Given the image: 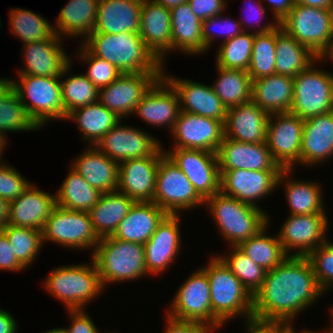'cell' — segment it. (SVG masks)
Wrapping results in <instances>:
<instances>
[{
	"label": "cell",
	"mask_w": 333,
	"mask_h": 333,
	"mask_svg": "<svg viewBox=\"0 0 333 333\" xmlns=\"http://www.w3.org/2000/svg\"><path fill=\"white\" fill-rule=\"evenodd\" d=\"M323 294L308 257L288 256L266 271L262 287L253 296V317L293 326L299 312L318 302Z\"/></svg>",
	"instance_id": "cell-1"
},
{
	"label": "cell",
	"mask_w": 333,
	"mask_h": 333,
	"mask_svg": "<svg viewBox=\"0 0 333 333\" xmlns=\"http://www.w3.org/2000/svg\"><path fill=\"white\" fill-rule=\"evenodd\" d=\"M81 42L94 56L110 62L122 74L163 73V64L147 48L140 34L93 32Z\"/></svg>",
	"instance_id": "cell-2"
},
{
	"label": "cell",
	"mask_w": 333,
	"mask_h": 333,
	"mask_svg": "<svg viewBox=\"0 0 333 333\" xmlns=\"http://www.w3.org/2000/svg\"><path fill=\"white\" fill-rule=\"evenodd\" d=\"M205 205L215 220L218 233L230 246L258 234L270 223L268 213L259 207L244 203L221 191L205 200Z\"/></svg>",
	"instance_id": "cell-3"
},
{
	"label": "cell",
	"mask_w": 333,
	"mask_h": 333,
	"mask_svg": "<svg viewBox=\"0 0 333 333\" xmlns=\"http://www.w3.org/2000/svg\"><path fill=\"white\" fill-rule=\"evenodd\" d=\"M91 255L103 288L113 282H129L148 275L144 244L104 237Z\"/></svg>",
	"instance_id": "cell-4"
},
{
	"label": "cell",
	"mask_w": 333,
	"mask_h": 333,
	"mask_svg": "<svg viewBox=\"0 0 333 333\" xmlns=\"http://www.w3.org/2000/svg\"><path fill=\"white\" fill-rule=\"evenodd\" d=\"M209 259L201 268L208 276L213 314L224 325L241 315L253 317V295L216 255Z\"/></svg>",
	"instance_id": "cell-5"
},
{
	"label": "cell",
	"mask_w": 333,
	"mask_h": 333,
	"mask_svg": "<svg viewBox=\"0 0 333 333\" xmlns=\"http://www.w3.org/2000/svg\"><path fill=\"white\" fill-rule=\"evenodd\" d=\"M43 284L52 297L65 305L66 310L85 309L105 290L93 259L90 264L58 266L47 275Z\"/></svg>",
	"instance_id": "cell-6"
},
{
	"label": "cell",
	"mask_w": 333,
	"mask_h": 333,
	"mask_svg": "<svg viewBox=\"0 0 333 333\" xmlns=\"http://www.w3.org/2000/svg\"><path fill=\"white\" fill-rule=\"evenodd\" d=\"M279 24L318 58H326L333 49V9L294 3Z\"/></svg>",
	"instance_id": "cell-7"
},
{
	"label": "cell",
	"mask_w": 333,
	"mask_h": 333,
	"mask_svg": "<svg viewBox=\"0 0 333 333\" xmlns=\"http://www.w3.org/2000/svg\"><path fill=\"white\" fill-rule=\"evenodd\" d=\"M13 89L39 129L52 120H66L60 77L19 75L18 81L13 80Z\"/></svg>",
	"instance_id": "cell-8"
},
{
	"label": "cell",
	"mask_w": 333,
	"mask_h": 333,
	"mask_svg": "<svg viewBox=\"0 0 333 333\" xmlns=\"http://www.w3.org/2000/svg\"><path fill=\"white\" fill-rule=\"evenodd\" d=\"M327 58H317L293 78L290 112L305 120L333 111V74L315 65Z\"/></svg>",
	"instance_id": "cell-9"
},
{
	"label": "cell",
	"mask_w": 333,
	"mask_h": 333,
	"mask_svg": "<svg viewBox=\"0 0 333 333\" xmlns=\"http://www.w3.org/2000/svg\"><path fill=\"white\" fill-rule=\"evenodd\" d=\"M153 202L170 215L205 204L187 176L166 154L159 160Z\"/></svg>",
	"instance_id": "cell-10"
},
{
	"label": "cell",
	"mask_w": 333,
	"mask_h": 333,
	"mask_svg": "<svg viewBox=\"0 0 333 333\" xmlns=\"http://www.w3.org/2000/svg\"><path fill=\"white\" fill-rule=\"evenodd\" d=\"M41 235L42 243L50 241L64 248L92 249V254L100 240L94 232L88 212L58 205L45 222Z\"/></svg>",
	"instance_id": "cell-11"
},
{
	"label": "cell",
	"mask_w": 333,
	"mask_h": 333,
	"mask_svg": "<svg viewBox=\"0 0 333 333\" xmlns=\"http://www.w3.org/2000/svg\"><path fill=\"white\" fill-rule=\"evenodd\" d=\"M166 314L172 318L196 321L215 329L223 323L213 314L207 273L199 268L178 288Z\"/></svg>",
	"instance_id": "cell-12"
},
{
	"label": "cell",
	"mask_w": 333,
	"mask_h": 333,
	"mask_svg": "<svg viewBox=\"0 0 333 333\" xmlns=\"http://www.w3.org/2000/svg\"><path fill=\"white\" fill-rule=\"evenodd\" d=\"M304 120L291 112L271 114L266 144L274 161L282 170H293L299 163Z\"/></svg>",
	"instance_id": "cell-13"
},
{
	"label": "cell",
	"mask_w": 333,
	"mask_h": 333,
	"mask_svg": "<svg viewBox=\"0 0 333 333\" xmlns=\"http://www.w3.org/2000/svg\"><path fill=\"white\" fill-rule=\"evenodd\" d=\"M164 152L187 176L204 200L220 191L221 174L215 152L183 148Z\"/></svg>",
	"instance_id": "cell-14"
},
{
	"label": "cell",
	"mask_w": 333,
	"mask_h": 333,
	"mask_svg": "<svg viewBox=\"0 0 333 333\" xmlns=\"http://www.w3.org/2000/svg\"><path fill=\"white\" fill-rule=\"evenodd\" d=\"M328 222L326 214H289L277 234L284 252L288 256H308L320 244L328 240L325 238L329 227ZM291 250L297 251L289 254Z\"/></svg>",
	"instance_id": "cell-15"
},
{
	"label": "cell",
	"mask_w": 333,
	"mask_h": 333,
	"mask_svg": "<svg viewBox=\"0 0 333 333\" xmlns=\"http://www.w3.org/2000/svg\"><path fill=\"white\" fill-rule=\"evenodd\" d=\"M163 73L122 74L99 90L98 101L121 119L135 112L137 104ZM130 114V115H129Z\"/></svg>",
	"instance_id": "cell-16"
},
{
	"label": "cell",
	"mask_w": 333,
	"mask_h": 333,
	"mask_svg": "<svg viewBox=\"0 0 333 333\" xmlns=\"http://www.w3.org/2000/svg\"><path fill=\"white\" fill-rule=\"evenodd\" d=\"M96 147L114 161L153 156L162 144L143 129L122 125L121 121L97 143Z\"/></svg>",
	"instance_id": "cell-17"
},
{
	"label": "cell",
	"mask_w": 333,
	"mask_h": 333,
	"mask_svg": "<svg viewBox=\"0 0 333 333\" xmlns=\"http://www.w3.org/2000/svg\"><path fill=\"white\" fill-rule=\"evenodd\" d=\"M170 133L175 141L170 148L216 153L224 137V125L216 119L180 111Z\"/></svg>",
	"instance_id": "cell-18"
},
{
	"label": "cell",
	"mask_w": 333,
	"mask_h": 333,
	"mask_svg": "<svg viewBox=\"0 0 333 333\" xmlns=\"http://www.w3.org/2000/svg\"><path fill=\"white\" fill-rule=\"evenodd\" d=\"M282 170H220V191L241 202L258 207L261 199L277 190ZM258 200V202H257Z\"/></svg>",
	"instance_id": "cell-19"
},
{
	"label": "cell",
	"mask_w": 333,
	"mask_h": 333,
	"mask_svg": "<svg viewBox=\"0 0 333 333\" xmlns=\"http://www.w3.org/2000/svg\"><path fill=\"white\" fill-rule=\"evenodd\" d=\"M162 147L153 155L119 163L117 191L135 202H153Z\"/></svg>",
	"instance_id": "cell-20"
},
{
	"label": "cell",
	"mask_w": 333,
	"mask_h": 333,
	"mask_svg": "<svg viewBox=\"0 0 333 333\" xmlns=\"http://www.w3.org/2000/svg\"><path fill=\"white\" fill-rule=\"evenodd\" d=\"M179 113V95L173 85L162 75L137 104L133 114L149 125L154 127L165 125L171 131Z\"/></svg>",
	"instance_id": "cell-21"
},
{
	"label": "cell",
	"mask_w": 333,
	"mask_h": 333,
	"mask_svg": "<svg viewBox=\"0 0 333 333\" xmlns=\"http://www.w3.org/2000/svg\"><path fill=\"white\" fill-rule=\"evenodd\" d=\"M181 215L168 214L157 226L151 238L144 244L148 275H158L169 269L181 248L179 224Z\"/></svg>",
	"instance_id": "cell-22"
},
{
	"label": "cell",
	"mask_w": 333,
	"mask_h": 333,
	"mask_svg": "<svg viewBox=\"0 0 333 333\" xmlns=\"http://www.w3.org/2000/svg\"><path fill=\"white\" fill-rule=\"evenodd\" d=\"M216 156L219 170H282L266 142L245 143L223 137Z\"/></svg>",
	"instance_id": "cell-23"
},
{
	"label": "cell",
	"mask_w": 333,
	"mask_h": 333,
	"mask_svg": "<svg viewBox=\"0 0 333 333\" xmlns=\"http://www.w3.org/2000/svg\"><path fill=\"white\" fill-rule=\"evenodd\" d=\"M170 9L154 0H143L140 11V36L147 48L165 65V55L172 51Z\"/></svg>",
	"instance_id": "cell-24"
},
{
	"label": "cell",
	"mask_w": 333,
	"mask_h": 333,
	"mask_svg": "<svg viewBox=\"0 0 333 333\" xmlns=\"http://www.w3.org/2000/svg\"><path fill=\"white\" fill-rule=\"evenodd\" d=\"M62 39L56 34L52 39L24 44V69L18 70V75L61 77L72 61L62 48Z\"/></svg>",
	"instance_id": "cell-25"
},
{
	"label": "cell",
	"mask_w": 333,
	"mask_h": 333,
	"mask_svg": "<svg viewBox=\"0 0 333 333\" xmlns=\"http://www.w3.org/2000/svg\"><path fill=\"white\" fill-rule=\"evenodd\" d=\"M163 76L173 85L179 95L180 111L216 119L224 124L227 108L215 94L211 85L170 76L166 74L165 66H163Z\"/></svg>",
	"instance_id": "cell-26"
},
{
	"label": "cell",
	"mask_w": 333,
	"mask_h": 333,
	"mask_svg": "<svg viewBox=\"0 0 333 333\" xmlns=\"http://www.w3.org/2000/svg\"><path fill=\"white\" fill-rule=\"evenodd\" d=\"M270 114L250 101L227 109L224 137L238 142H266Z\"/></svg>",
	"instance_id": "cell-27"
},
{
	"label": "cell",
	"mask_w": 333,
	"mask_h": 333,
	"mask_svg": "<svg viewBox=\"0 0 333 333\" xmlns=\"http://www.w3.org/2000/svg\"><path fill=\"white\" fill-rule=\"evenodd\" d=\"M56 206V195L42 191L33 183L9 202L8 225L42 230Z\"/></svg>",
	"instance_id": "cell-28"
},
{
	"label": "cell",
	"mask_w": 333,
	"mask_h": 333,
	"mask_svg": "<svg viewBox=\"0 0 333 333\" xmlns=\"http://www.w3.org/2000/svg\"><path fill=\"white\" fill-rule=\"evenodd\" d=\"M333 156V111L304 120L300 165L314 166Z\"/></svg>",
	"instance_id": "cell-29"
},
{
	"label": "cell",
	"mask_w": 333,
	"mask_h": 333,
	"mask_svg": "<svg viewBox=\"0 0 333 333\" xmlns=\"http://www.w3.org/2000/svg\"><path fill=\"white\" fill-rule=\"evenodd\" d=\"M143 0H99L93 32L139 34Z\"/></svg>",
	"instance_id": "cell-30"
},
{
	"label": "cell",
	"mask_w": 333,
	"mask_h": 333,
	"mask_svg": "<svg viewBox=\"0 0 333 333\" xmlns=\"http://www.w3.org/2000/svg\"><path fill=\"white\" fill-rule=\"evenodd\" d=\"M71 167L101 193L117 190L119 163L102 153L96 146H88L72 162Z\"/></svg>",
	"instance_id": "cell-31"
},
{
	"label": "cell",
	"mask_w": 333,
	"mask_h": 333,
	"mask_svg": "<svg viewBox=\"0 0 333 333\" xmlns=\"http://www.w3.org/2000/svg\"><path fill=\"white\" fill-rule=\"evenodd\" d=\"M168 214L154 202H135L112 237L145 244Z\"/></svg>",
	"instance_id": "cell-32"
},
{
	"label": "cell",
	"mask_w": 333,
	"mask_h": 333,
	"mask_svg": "<svg viewBox=\"0 0 333 333\" xmlns=\"http://www.w3.org/2000/svg\"><path fill=\"white\" fill-rule=\"evenodd\" d=\"M293 77L272 74L252 80L251 101L268 114L290 112Z\"/></svg>",
	"instance_id": "cell-33"
},
{
	"label": "cell",
	"mask_w": 333,
	"mask_h": 333,
	"mask_svg": "<svg viewBox=\"0 0 333 333\" xmlns=\"http://www.w3.org/2000/svg\"><path fill=\"white\" fill-rule=\"evenodd\" d=\"M170 16L172 50L182 51L187 56L205 54L207 50L202 39V20L193 13L189 3L185 2L171 8Z\"/></svg>",
	"instance_id": "cell-34"
},
{
	"label": "cell",
	"mask_w": 333,
	"mask_h": 333,
	"mask_svg": "<svg viewBox=\"0 0 333 333\" xmlns=\"http://www.w3.org/2000/svg\"><path fill=\"white\" fill-rule=\"evenodd\" d=\"M292 172L293 170H282L277 180V187L285 186L284 192L290 208L289 214H327L324 209V194L321 185L312 181L305 182L304 180L299 181L298 179L289 178Z\"/></svg>",
	"instance_id": "cell-35"
},
{
	"label": "cell",
	"mask_w": 333,
	"mask_h": 333,
	"mask_svg": "<svg viewBox=\"0 0 333 333\" xmlns=\"http://www.w3.org/2000/svg\"><path fill=\"white\" fill-rule=\"evenodd\" d=\"M99 0H70L61 8L54 29L60 38L82 37L84 41L95 28ZM64 36V37H62ZM66 36V37H65Z\"/></svg>",
	"instance_id": "cell-36"
},
{
	"label": "cell",
	"mask_w": 333,
	"mask_h": 333,
	"mask_svg": "<svg viewBox=\"0 0 333 333\" xmlns=\"http://www.w3.org/2000/svg\"><path fill=\"white\" fill-rule=\"evenodd\" d=\"M134 203V200L117 190L102 193L97 204L88 212L98 238L112 236Z\"/></svg>",
	"instance_id": "cell-37"
},
{
	"label": "cell",
	"mask_w": 333,
	"mask_h": 333,
	"mask_svg": "<svg viewBox=\"0 0 333 333\" xmlns=\"http://www.w3.org/2000/svg\"><path fill=\"white\" fill-rule=\"evenodd\" d=\"M66 120H73L77 124L83 141H88L89 146H96L105 134L122 121L99 101L71 111Z\"/></svg>",
	"instance_id": "cell-38"
},
{
	"label": "cell",
	"mask_w": 333,
	"mask_h": 333,
	"mask_svg": "<svg viewBox=\"0 0 333 333\" xmlns=\"http://www.w3.org/2000/svg\"><path fill=\"white\" fill-rule=\"evenodd\" d=\"M275 55V73L293 78L318 58L289 35L280 24L276 27Z\"/></svg>",
	"instance_id": "cell-39"
},
{
	"label": "cell",
	"mask_w": 333,
	"mask_h": 333,
	"mask_svg": "<svg viewBox=\"0 0 333 333\" xmlns=\"http://www.w3.org/2000/svg\"><path fill=\"white\" fill-rule=\"evenodd\" d=\"M264 26L257 27L251 32L243 31L238 36L227 41H222L216 51V65L225 69L248 70L252 55L255 33L270 32L279 25L277 20L265 22Z\"/></svg>",
	"instance_id": "cell-40"
},
{
	"label": "cell",
	"mask_w": 333,
	"mask_h": 333,
	"mask_svg": "<svg viewBox=\"0 0 333 333\" xmlns=\"http://www.w3.org/2000/svg\"><path fill=\"white\" fill-rule=\"evenodd\" d=\"M61 187L57 190L56 205L77 211L89 212L99 201L102 193L90 184L71 166Z\"/></svg>",
	"instance_id": "cell-41"
},
{
	"label": "cell",
	"mask_w": 333,
	"mask_h": 333,
	"mask_svg": "<svg viewBox=\"0 0 333 333\" xmlns=\"http://www.w3.org/2000/svg\"><path fill=\"white\" fill-rule=\"evenodd\" d=\"M218 77L211 85L228 109L251 101L252 79L246 70L225 69L216 65Z\"/></svg>",
	"instance_id": "cell-42"
},
{
	"label": "cell",
	"mask_w": 333,
	"mask_h": 333,
	"mask_svg": "<svg viewBox=\"0 0 333 333\" xmlns=\"http://www.w3.org/2000/svg\"><path fill=\"white\" fill-rule=\"evenodd\" d=\"M268 224L258 234L241 242L237 247L266 271L280 265L288 255L284 252L278 236L266 234Z\"/></svg>",
	"instance_id": "cell-43"
},
{
	"label": "cell",
	"mask_w": 333,
	"mask_h": 333,
	"mask_svg": "<svg viewBox=\"0 0 333 333\" xmlns=\"http://www.w3.org/2000/svg\"><path fill=\"white\" fill-rule=\"evenodd\" d=\"M9 13V31L23 44L45 41L56 35L54 26L40 14L21 8L11 9Z\"/></svg>",
	"instance_id": "cell-44"
},
{
	"label": "cell",
	"mask_w": 333,
	"mask_h": 333,
	"mask_svg": "<svg viewBox=\"0 0 333 333\" xmlns=\"http://www.w3.org/2000/svg\"><path fill=\"white\" fill-rule=\"evenodd\" d=\"M70 69L71 63L60 77L63 106L67 115L75 109L96 103L99 96V90L84 74H73L64 81L61 80Z\"/></svg>",
	"instance_id": "cell-45"
},
{
	"label": "cell",
	"mask_w": 333,
	"mask_h": 333,
	"mask_svg": "<svg viewBox=\"0 0 333 333\" xmlns=\"http://www.w3.org/2000/svg\"><path fill=\"white\" fill-rule=\"evenodd\" d=\"M40 130L29 118L19 94L12 89L0 99V141L7 145V134L11 132Z\"/></svg>",
	"instance_id": "cell-46"
},
{
	"label": "cell",
	"mask_w": 333,
	"mask_h": 333,
	"mask_svg": "<svg viewBox=\"0 0 333 333\" xmlns=\"http://www.w3.org/2000/svg\"><path fill=\"white\" fill-rule=\"evenodd\" d=\"M231 250L225 255L216 256L232 271L241 283L254 294L262 287L266 270L256 264L243 253L237 246H231ZM227 254V255H226Z\"/></svg>",
	"instance_id": "cell-47"
},
{
	"label": "cell",
	"mask_w": 333,
	"mask_h": 333,
	"mask_svg": "<svg viewBox=\"0 0 333 333\" xmlns=\"http://www.w3.org/2000/svg\"><path fill=\"white\" fill-rule=\"evenodd\" d=\"M1 231L7 236L14 256L25 269L37 260L43 246L40 230L7 225Z\"/></svg>",
	"instance_id": "cell-48"
},
{
	"label": "cell",
	"mask_w": 333,
	"mask_h": 333,
	"mask_svg": "<svg viewBox=\"0 0 333 333\" xmlns=\"http://www.w3.org/2000/svg\"><path fill=\"white\" fill-rule=\"evenodd\" d=\"M276 28L255 33L252 55L247 70L252 80L275 74Z\"/></svg>",
	"instance_id": "cell-49"
},
{
	"label": "cell",
	"mask_w": 333,
	"mask_h": 333,
	"mask_svg": "<svg viewBox=\"0 0 333 333\" xmlns=\"http://www.w3.org/2000/svg\"><path fill=\"white\" fill-rule=\"evenodd\" d=\"M77 51L80 61L87 64L88 71L83 73L100 90L115 81L122 73L110 62L94 56L82 43Z\"/></svg>",
	"instance_id": "cell-50"
},
{
	"label": "cell",
	"mask_w": 333,
	"mask_h": 333,
	"mask_svg": "<svg viewBox=\"0 0 333 333\" xmlns=\"http://www.w3.org/2000/svg\"><path fill=\"white\" fill-rule=\"evenodd\" d=\"M307 257L313 266L320 288L326 293L333 288V243L326 240Z\"/></svg>",
	"instance_id": "cell-51"
},
{
	"label": "cell",
	"mask_w": 333,
	"mask_h": 333,
	"mask_svg": "<svg viewBox=\"0 0 333 333\" xmlns=\"http://www.w3.org/2000/svg\"><path fill=\"white\" fill-rule=\"evenodd\" d=\"M222 14L223 13L202 21V39L207 51L213 45V42H215V36L217 38V36L220 37V35H224L225 38L223 41H227L243 32L239 21H233L230 17H223Z\"/></svg>",
	"instance_id": "cell-52"
},
{
	"label": "cell",
	"mask_w": 333,
	"mask_h": 333,
	"mask_svg": "<svg viewBox=\"0 0 333 333\" xmlns=\"http://www.w3.org/2000/svg\"><path fill=\"white\" fill-rule=\"evenodd\" d=\"M29 182L14 166L0 162V197L8 202L15 200L29 187Z\"/></svg>",
	"instance_id": "cell-53"
},
{
	"label": "cell",
	"mask_w": 333,
	"mask_h": 333,
	"mask_svg": "<svg viewBox=\"0 0 333 333\" xmlns=\"http://www.w3.org/2000/svg\"><path fill=\"white\" fill-rule=\"evenodd\" d=\"M67 314L71 319V325L64 327L66 333H100L84 309L67 310Z\"/></svg>",
	"instance_id": "cell-54"
},
{
	"label": "cell",
	"mask_w": 333,
	"mask_h": 333,
	"mask_svg": "<svg viewBox=\"0 0 333 333\" xmlns=\"http://www.w3.org/2000/svg\"><path fill=\"white\" fill-rule=\"evenodd\" d=\"M245 321L247 333H287L293 327L287 322L262 320L255 317Z\"/></svg>",
	"instance_id": "cell-55"
},
{
	"label": "cell",
	"mask_w": 333,
	"mask_h": 333,
	"mask_svg": "<svg viewBox=\"0 0 333 333\" xmlns=\"http://www.w3.org/2000/svg\"><path fill=\"white\" fill-rule=\"evenodd\" d=\"M228 0H188L193 13L202 21L225 11Z\"/></svg>",
	"instance_id": "cell-56"
},
{
	"label": "cell",
	"mask_w": 333,
	"mask_h": 333,
	"mask_svg": "<svg viewBox=\"0 0 333 333\" xmlns=\"http://www.w3.org/2000/svg\"><path fill=\"white\" fill-rule=\"evenodd\" d=\"M167 317L166 330L164 333H212L217 329L196 321L179 320Z\"/></svg>",
	"instance_id": "cell-57"
},
{
	"label": "cell",
	"mask_w": 333,
	"mask_h": 333,
	"mask_svg": "<svg viewBox=\"0 0 333 333\" xmlns=\"http://www.w3.org/2000/svg\"><path fill=\"white\" fill-rule=\"evenodd\" d=\"M23 269L13 254L7 236L0 230V270L16 272Z\"/></svg>",
	"instance_id": "cell-58"
},
{
	"label": "cell",
	"mask_w": 333,
	"mask_h": 333,
	"mask_svg": "<svg viewBox=\"0 0 333 333\" xmlns=\"http://www.w3.org/2000/svg\"><path fill=\"white\" fill-rule=\"evenodd\" d=\"M251 2H253V0ZM251 2L247 3L248 6L245 4L247 6L244 8L245 11L248 9V11H246L247 18L245 16H243L246 19L245 20L242 19L243 21L242 20L239 21L242 26L243 31H245V32H251V31H249V27L252 28V25H254L253 27L257 26L258 24L260 25V22L262 21L264 16H266V12H267L266 7H264V5L261 3L262 0H254L255 3L254 2L251 3ZM246 23H249V25L248 24L246 25ZM245 28H247V29H245Z\"/></svg>",
	"instance_id": "cell-59"
},
{
	"label": "cell",
	"mask_w": 333,
	"mask_h": 333,
	"mask_svg": "<svg viewBox=\"0 0 333 333\" xmlns=\"http://www.w3.org/2000/svg\"><path fill=\"white\" fill-rule=\"evenodd\" d=\"M267 1L271 6L272 20L280 21L288 14L294 5V0H262Z\"/></svg>",
	"instance_id": "cell-60"
},
{
	"label": "cell",
	"mask_w": 333,
	"mask_h": 333,
	"mask_svg": "<svg viewBox=\"0 0 333 333\" xmlns=\"http://www.w3.org/2000/svg\"><path fill=\"white\" fill-rule=\"evenodd\" d=\"M19 327L13 315L0 308V333H17Z\"/></svg>",
	"instance_id": "cell-61"
},
{
	"label": "cell",
	"mask_w": 333,
	"mask_h": 333,
	"mask_svg": "<svg viewBox=\"0 0 333 333\" xmlns=\"http://www.w3.org/2000/svg\"><path fill=\"white\" fill-rule=\"evenodd\" d=\"M294 3L313 8L333 9V0H294Z\"/></svg>",
	"instance_id": "cell-62"
},
{
	"label": "cell",
	"mask_w": 333,
	"mask_h": 333,
	"mask_svg": "<svg viewBox=\"0 0 333 333\" xmlns=\"http://www.w3.org/2000/svg\"><path fill=\"white\" fill-rule=\"evenodd\" d=\"M9 202L0 197V230L8 225Z\"/></svg>",
	"instance_id": "cell-63"
},
{
	"label": "cell",
	"mask_w": 333,
	"mask_h": 333,
	"mask_svg": "<svg viewBox=\"0 0 333 333\" xmlns=\"http://www.w3.org/2000/svg\"><path fill=\"white\" fill-rule=\"evenodd\" d=\"M13 89V80L8 78H0V99L6 96Z\"/></svg>",
	"instance_id": "cell-64"
},
{
	"label": "cell",
	"mask_w": 333,
	"mask_h": 333,
	"mask_svg": "<svg viewBox=\"0 0 333 333\" xmlns=\"http://www.w3.org/2000/svg\"><path fill=\"white\" fill-rule=\"evenodd\" d=\"M154 1H156L157 3H159L161 5H164L166 8H169V9H171L179 4L188 2V0H154Z\"/></svg>",
	"instance_id": "cell-65"
},
{
	"label": "cell",
	"mask_w": 333,
	"mask_h": 333,
	"mask_svg": "<svg viewBox=\"0 0 333 333\" xmlns=\"http://www.w3.org/2000/svg\"><path fill=\"white\" fill-rule=\"evenodd\" d=\"M43 333H66L65 328H53Z\"/></svg>",
	"instance_id": "cell-66"
},
{
	"label": "cell",
	"mask_w": 333,
	"mask_h": 333,
	"mask_svg": "<svg viewBox=\"0 0 333 333\" xmlns=\"http://www.w3.org/2000/svg\"><path fill=\"white\" fill-rule=\"evenodd\" d=\"M326 58H328V60H329L330 62H333V49H332V51L330 52V54H329ZM332 64H333V63H332Z\"/></svg>",
	"instance_id": "cell-67"
},
{
	"label": "cell",
	"mask_w": 333,
	"mask_h": 333,
	"mask_svg": "<svg viewBox=\"0 0 333 333\" xmlns=\"http://www.w3.org/2000/svg\"><path fill=\"white\" fill-rule=\"evenodd\" d=\"M330 310H331V318H332V320H333V307L332 308H330ZM332 324H333V321H332ZM328 330H333V325H330V329H329V327H328Z\"/></svg>",
	"instance_id": "cell-68"
},
{
	"label": "cell",
	"mask_w": 333,
	"mask_h": 333,
	"mask_svg": "<svg viewBox=\"0 0 333 333\" xmlns=\"http://www.w3.org/2000/svg\"><path fill=\"white\" fill-rule=\"evenodd\" d=\"M300 332H301V333H312L311 330H307V331H306V329L303 330V331H300ZM293 333H296L294 326H293Z\"/></svg>",
	"instance_id": "cell-69"
},
{
	"label": "cell",
	"mask_w": 333,
	"mask_h": 333,
	"mask_svg": "<svg viewBox=\"0 0 333 333\" xmlns=\"http://www.w3.org/2000/svg\"><path fill=\"white\" fill-rule=\"evenodd\" d=\"M5 147H6V144H4L0 141V150H5L6 149Z\"/></svg>",
	"instance_id": "cell-70"
},
{
	"label": "cell",
	"mask_w": 333,
	"mask_h": 333,
	"mask_svg": "<svg viewBox=\"0 0 333 333\" xmlns=\"http://www.w3.org/2000/svg\"><path fill=\"white\" fill-rule=\"evenodd\" d=\"M3 151H4V150H0V159H2ZM0 161H1V160H0Z\"/></svg>",
	"instance_id": "cell-71"
},
{
	"label": "cell",
	"mask_w": 333,
	"mask_h": 333,
	"mask_svg": "<svg viewBox=\"0 0 333 333\" xmlns=\"http://www.w3.org/2000/svg\"><path fill=\"white\" fill-rule=\"evenodd\" d=\"M324 333H333V330H325Z\"/></svg>",
	"instance_id": "cell-72"
},
{
	"label": "cell",
	"mask_w": 333,
	"mask_h": 333,
	"mask_svg": "<svg viewBox=\"0 0 333 333\" xmlns=\"http://www.w3.org/2000/svg\"><path fill=\"white\" fill-rule=\"evenodd\" d=\"M287 333H293V327Z\"/></svg>",
	"instance_id": "cell-73"
},
{
	"label": "cell",
	"mask_w": 333,
	"mask_h": 333,
	"mask_svg": "<svg viewBox=\"0 0 333 333\" xmlns=\"http://www.w3.org/2000/svg\"><path fill=\"white\" fill-rule=\"evenodd\" d=\"M312 333H320V332H316V331L314 330V331H312ZM322 333H324V332L322 331Z\"/></svg>",
	"instance_id": "cell-74"
}]
</instances>
